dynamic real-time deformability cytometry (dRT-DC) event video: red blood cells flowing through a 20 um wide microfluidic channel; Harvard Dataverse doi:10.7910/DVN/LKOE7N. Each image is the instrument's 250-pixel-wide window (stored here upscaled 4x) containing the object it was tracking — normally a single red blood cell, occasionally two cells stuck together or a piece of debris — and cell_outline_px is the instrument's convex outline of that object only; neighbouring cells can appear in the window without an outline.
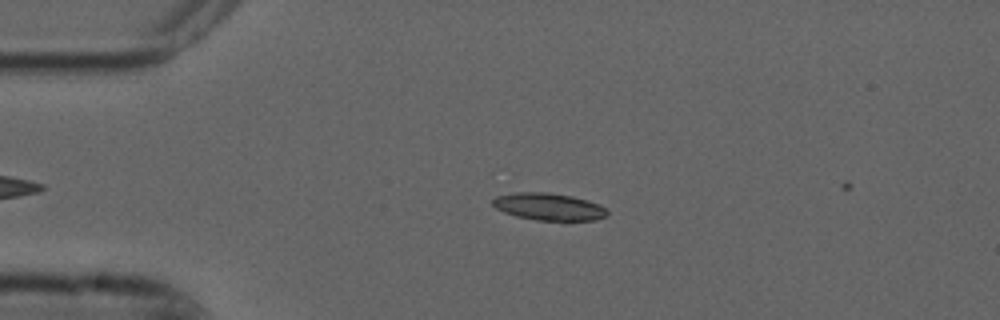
{"species": "common noctule bat (a hibernating species)", "species_latin": "Nyctalus noctula", "temperature_condition": "cold", "stored_images_in_passage": 4, "camera_frame_rate_fps": 3000, "um_per_image_px": 0.085, "animal": {"sex": "male", "forearm_length_mm": 52.5}, "frame": {"image": 1, "passage_image": 3, "time_ms": 0.667, "image_size_px": [1000, 320], "cell_outline_px": [[608, 212], [604, 216], [596, 220], [564, 224], [536, 220], [516, 216], [504, 212], [496, 208], [492, 204], [492, 200], [496, 196], [512, 192], [548, 192], [572, 196], [588, 200], [600, 204]], "centroid_in_image_um": [46.68, 17.61], "position_along_channel_um": 38.3, "area_um2": 19.02}}